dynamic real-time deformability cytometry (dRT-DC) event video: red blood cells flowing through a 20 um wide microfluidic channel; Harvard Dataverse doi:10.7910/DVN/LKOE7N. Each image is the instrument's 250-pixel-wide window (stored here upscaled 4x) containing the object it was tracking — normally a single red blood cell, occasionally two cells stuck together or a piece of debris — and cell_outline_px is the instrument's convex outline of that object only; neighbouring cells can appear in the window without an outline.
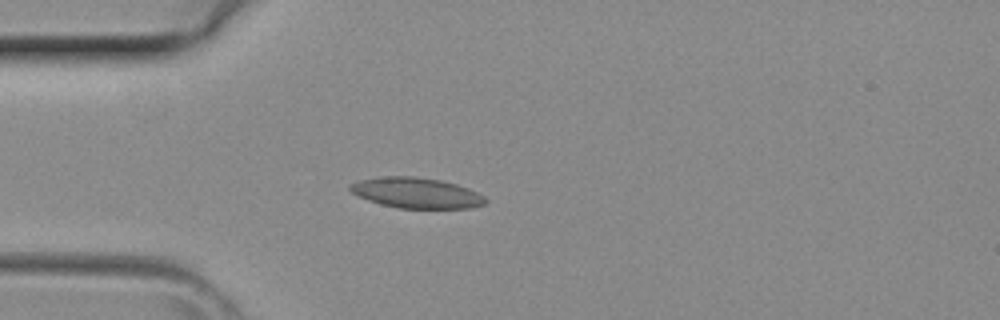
{"species": "common noctule bat (a hibernating species)", "species_latin": "Nyctalus noctula", "temperature_condition": "room temperature", "stored_images_in_passage": 29, "camera_frame_rate_fps": 3000, "um_per_image_px": 0.085, "animal": {"sex": "female", "body_mass_g": 29.2, "forearm_length_mm": 56.3}, "frame": {"image": 1, "passage_image": 6, "time_ms": 1.667, "image_size_px": [1000, 320], "cell_outline_px": [[488, 200], [484, 204], [472, 208], [396, 208], [380, 204], [356, 196], [348, 188], [348, 184], [360, 180], [380, 176], [416, 176], [440, 180], [456, 184], [468, 188], [484, 196]], "centroid_in_image_um": [35.36, 16.39], "position_along_channel_um": 49.6, "area_um2": 24.28}}
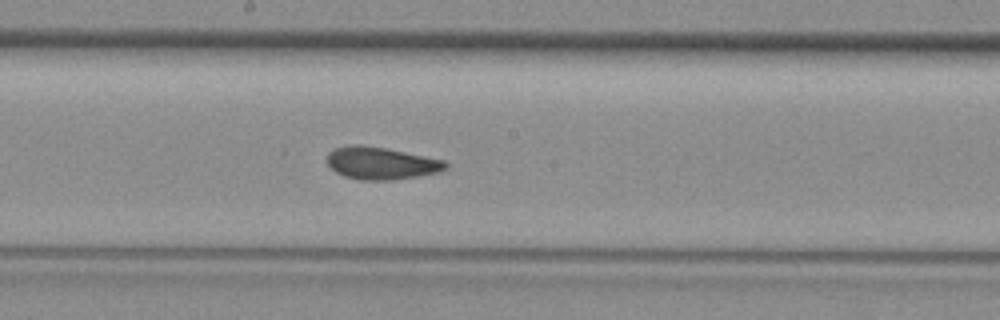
{"frame": {"image": 2, "passage_image": 17, "time_ms": 5.333, "image_size_px": [1000, 320], "cell_outline_px": [[448, 168], [440, 172], [392, 180], [360, 180], [344, 176], [336, 172], [328, 164], [328, 152], [336, 148], [348, 144], [360, 144], [388, 148], [444, 160], [448, 164]], "centroid_in_image_um": [32.41, 13.86], "position_along_channel_um": 215.8, "area_um2": 22.48}}
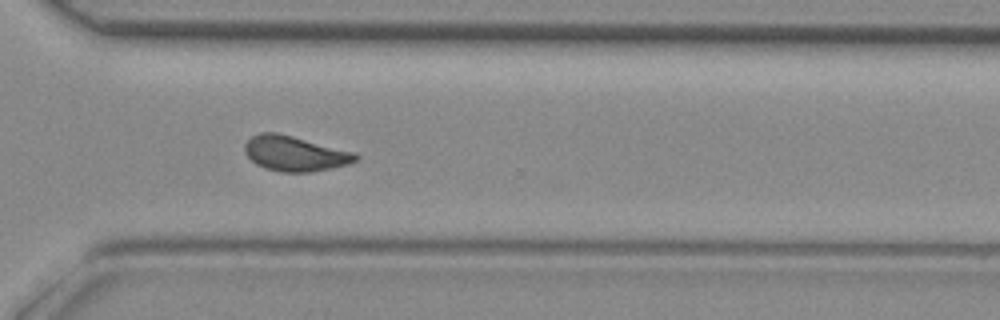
{"frame": {"image": 3, "passage_image": 25, "time_ms": 8.0, "image_size_px": [1000, 320], "cell_outline_px": [[360, 156], [356, 160], [348, 164], [332, 168], [308, 172], [280, 172], [264, 168], [256, 164], [244, 152], [244, 144], [252, 136], [260, 132], [276, 132], [356, 152]], "centroid_in_image_um": [25.06, 13.05], "position_along_channel_um": 345.5, "area_um2": 22.72}}